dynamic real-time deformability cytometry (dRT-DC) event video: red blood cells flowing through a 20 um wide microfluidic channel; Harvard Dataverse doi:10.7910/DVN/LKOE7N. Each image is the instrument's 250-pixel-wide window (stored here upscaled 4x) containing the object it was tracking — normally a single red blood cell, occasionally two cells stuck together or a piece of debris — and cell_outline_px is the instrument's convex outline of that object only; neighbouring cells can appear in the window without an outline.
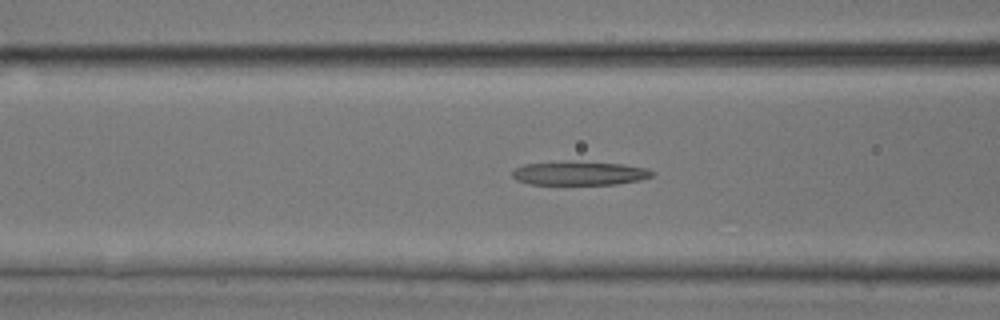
{"species": "common noctule bat (a hibernating species)", "species_latin": "Nyctalus noctula", "temperature_condition": "room temperature", "stored_images_in_passage": 30, "camera_frame_rate_fps": 3000, "um_per_image_px": 0.085, "animal": {"sex": "male", "body_mass_g": 17.9, "forearm_length_mm": 54.2}, "frame": {"image": 1, "passage_image": 4, "time_ms": 1.0, "image_size_px": [1000, 320], "cell_outline_px": [[656, 172], [652, 176], [640, 180], [616, 184], [528, 184], [516, 180], [512, 176], [512, 172], [516, 168], [524, 164], [568, 160], [620, 164], [648, 168]], "centroid_in_image_um": [49.25, 14.71], "position_along_channel_um": 117.4, "area_um2": 19.65}}
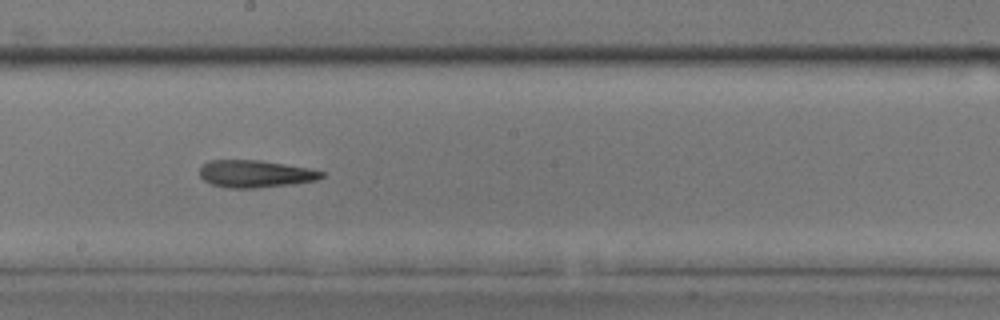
{"frame": {"image": 2, "passage_image": 11, "time_ms": 3.333, "image_size_px": [1000, 320], "cell_outline_px": [[324, 176], [316, 180], [292, 184], [256, 188], [228, 188], [212, 184], [204, 180], [200, 176], [200, 168], [208, 160], [260, 160], [308, 168], [324, 172]], "centroid_in_image_um": [21.69, 14.77], "position_along_channel_um": 226.5, "area_um2": 19.31}}
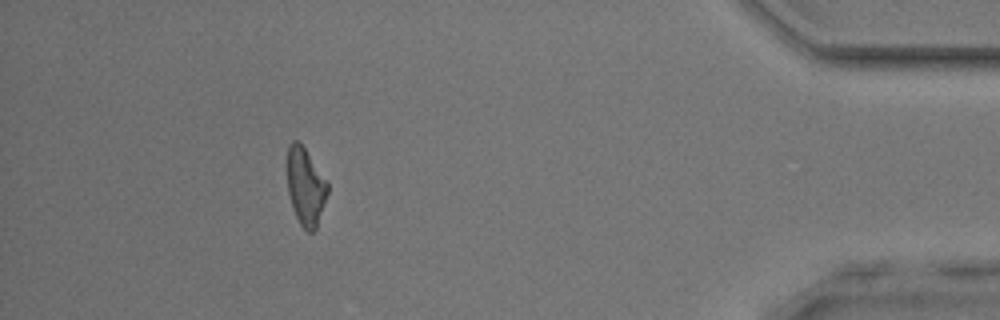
{"frame": {"image": 3, "passage_image": 26, "time_ms": 8.333, "image_size_px": [1000, 320], "cell_outline_px": [[328, 192], [316, 228], [312, 232], [308, 232], [300, 224], [296, 216], [288, 192], [288, 144], [292, 140], [296, 140], [304, 148], [328, 184]], "centroid_in_image_um": [25.97, 15.87], "position_along_channel_um": 409.2, "area_um2": 17.63}}